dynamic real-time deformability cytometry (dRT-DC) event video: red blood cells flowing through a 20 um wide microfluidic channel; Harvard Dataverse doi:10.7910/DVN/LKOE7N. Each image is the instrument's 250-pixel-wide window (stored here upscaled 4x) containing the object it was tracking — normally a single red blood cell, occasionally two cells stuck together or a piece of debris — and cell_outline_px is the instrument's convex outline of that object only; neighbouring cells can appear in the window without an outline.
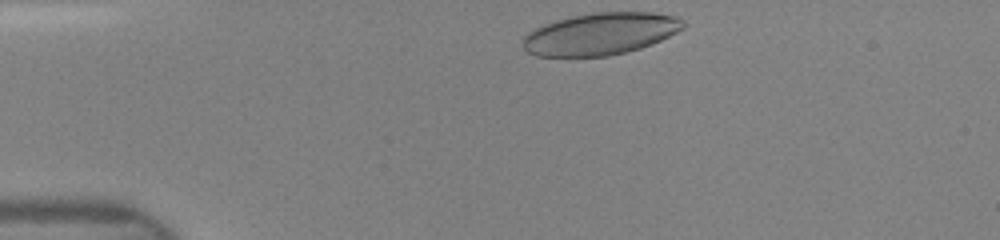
{"species": "human", "species_latin": "Homo sapiens", "temperature_condition": "room temperature", "stored_images_in_passage": 40, "camera_frame_rate_fps": 3000, "um_per_image_px": 0.085, "donor": {"sex": "female"}, "frame": {"image": 1, "passage_image": 1, "time_ms": 0.0, "image_size_px": [1000, 240], "cell_outline_px": [[684, 28], [652, 44], [640, 48], [608, 56], [536, 56], [528, 52], [524, 48], [520, 40], [528, 32], [544, 24], [556, 20], [572, 16], [596, 12], [652, 12], [676, 16], [684, 20]], "centroid_in_image_um": [51.02, 2.87], "position_along_channel_um": 34.0, "area_um2": 39.25}}
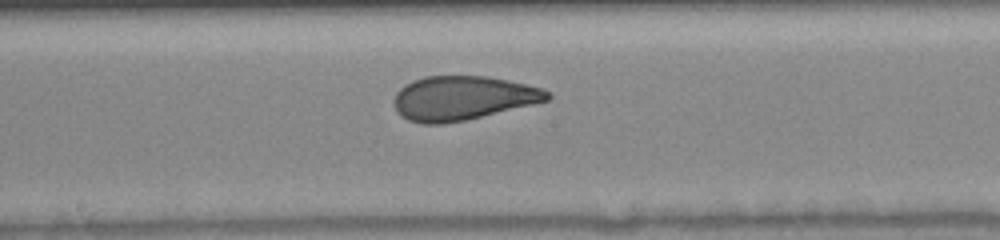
{"frame": {"image": 2, "passage_image": 17, "time_ms": 5.333, "image_size_px": [1000, 240], "cell_outline_px": [[552, 96], [548, 100], [532, 104], [464, 120], [444, 124], [420, 124], [408, 120], [400, 116], [396, 112], [392, 100], [396, 92], [404, 84], [412, 80], [424, 76], [488, 76], [508, 80], [544, 88]], "centroid_in_image_um": [39.26, 8.33], "position_along_channel_um": 208.9, "area_um2": 39.59}}
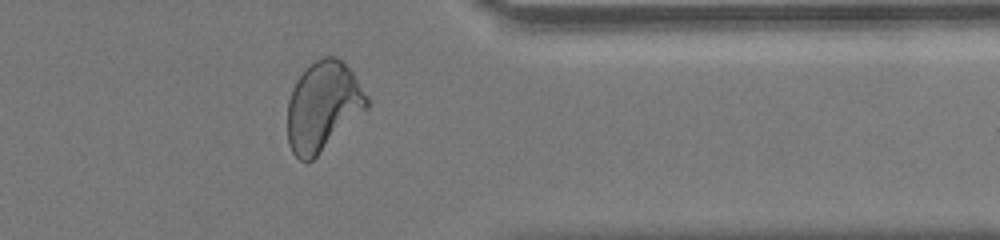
{"frame": {"image": 3, "passage_image": 31, "time_ms": 9.667, "image_size_px": [1000, 240], "cell_outline_px": [[368, 108], [308, 164], [300, 160], [292, 152], [288, 144], [288, 100], [292, 88], [296, 80], [316, 60], [324, 56], [336, 56], [352, 72], [368, 96]], "centroid_in_image_um": [27.44, 9.06], "position_along_channel_um": 384.0, "area_um2": 41.04}}